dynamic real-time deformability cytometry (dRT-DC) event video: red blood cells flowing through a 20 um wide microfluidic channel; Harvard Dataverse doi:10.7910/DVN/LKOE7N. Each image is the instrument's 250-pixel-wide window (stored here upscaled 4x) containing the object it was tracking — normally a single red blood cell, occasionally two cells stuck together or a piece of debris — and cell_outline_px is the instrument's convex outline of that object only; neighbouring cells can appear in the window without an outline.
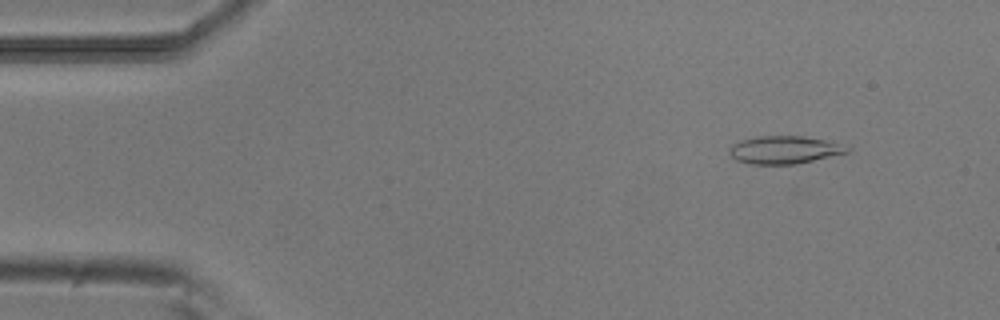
{"species": "common noctule bat (a hibernating species)", "species_latin": "Nyctalus noctula", "temperature_condition": "room temperature", "stored_images_in_passage": 52, "camera_frame_rate_fps": 3000, "um_per_image_px": 0.085, "animal": {"sex": "male", "body_mass_g": 20.5, "forearm_length_mm": 52.5}, "frame": {"image": 1, "passage_image": 5, "time_ms": 1.333, "image_size_px": [1000, 320], "cell_outline_px": [[852, 148], [848, 152], [796, 164], [752, 164], [736, 160], [728, 152], [728, 148], [732, 144], [740, 140], [760, 136], [804, 136], [824, 140]], "centroid_in_image_um": [66.62, 12.73], "position_along_channel_um": 18.4, "area_um2": 18.9}}
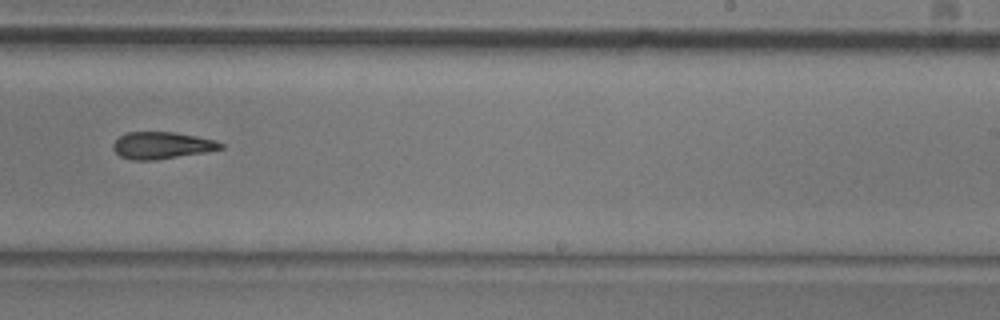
{"frame": {"image": 2, "passage_image": 32, "time_ms": 10.333, "image_size_px": [1000, 320], "cell_outline_px": [[224, 148], [204, 152], [152, 160], [132, 160], [120, 156], [112, 148], [112, 144], [120, 136], [128, 132], [172, 132], [196, 136], [216, 140], [224, 144]], "centroid_in_image_um": [13.75, 12.35], "position_along_channel_um": 275.3, "area_um2": 16.7}}
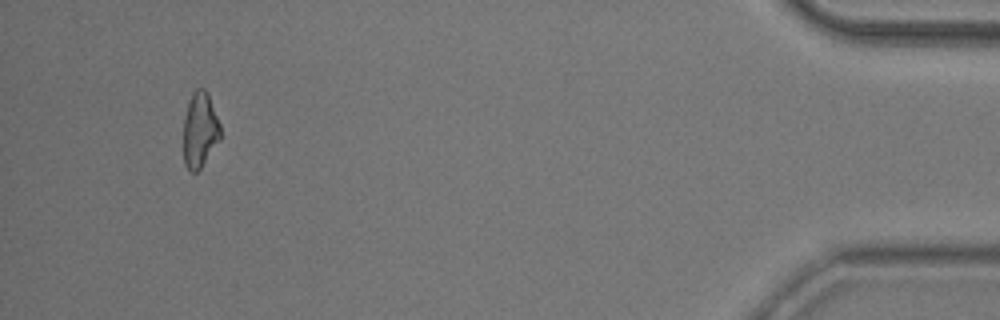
{"frame": {"image": 3, "passage_image": 49, "time_ms": 16.0, "image_size_px": [1000, 320], "cell_outline_px": [[220, 140], [200, 168], [196, 172], [192, 172], [184, 164], [184, 116], [192, 92], [196, 88], [204, 88], [208, 92], [220, 124]], "centroid_in_image_um": [17.0, 11.02], "position_along_channel_um": 418.2, "area_um2": 16.18}, "authors_computed_cell_mechanics": {"area_um2": 17.4556, "velocity_mm_per_s": 3.8208, "shape_relaxation_time_tau1_ms": 11.3562, "shape_relaxation_time_tau2_ms": null, "deformation_change_tau1": 0.2194, "deformation_change_tau2": null}}